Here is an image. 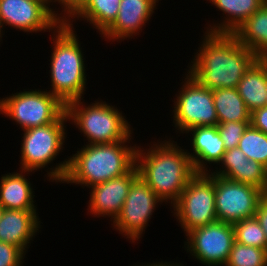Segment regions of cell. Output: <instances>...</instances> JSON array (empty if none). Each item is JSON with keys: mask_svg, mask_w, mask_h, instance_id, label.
<instances>
[{"mask_svg": "<svg viewBox=\"0 0 267 266\" xmlns=\"http://www.w3.org/2000/svg\"><path fill=\"white\" fill-rule=\"evenodd\" d=\"M131 139L130 135L114 143L83 145L73 156L56 163L55 168H48L51 171L47 170L46 176L56 184L71 183L88 188L121 177L136 165L137 145H127Z\"/></svg>", "mask_w": 267, "mask_h": 266, "instance_id": "1", "label": "cell"}, {"mask_svg": "<svg viewBox=\"0 0 267 266\" xmlns=\"http://www.w3.org/2000/svg\"><path fill=\"white\" fill-rule=\"evenodd\" d=\"M202 39L186 72L210 90L237 88L243 75L259 59L234 34L205 31Z\"/></svg>", "mask_w": 267, "mask_h": 266, "instance_id": "2", "label": "cell"}, {"mask_svg": "<svg viewBox=\"0 0 267 266\" xmlns=\"http://www.w3.org/2000/svg\"><path fill=\"white\" fill-rule=\"evenodd\" d=\"M159 141L146 151L137 146L136 166L139 176L154 193L172 206L197 172L186 149L170 138Z\"/></svg>", "mask_w": 267, "mask_h": 266, "instance_id": "3", "label": "cell"}, {"mask_svg": "<svg viewBox=\"0 0 267 266\" xmlns=\"http://www.w3.org/2000/svg\"><path fill=\"white\" fill-rule=\"evenodd\" d=\"M52 33L49 92L66 105L84 98L87 82L85 58L73 25L62 22Z\"/></svg>", "mask_w": 267, "mask_h": 266, "instance_id": "4", "label": "cell"}, {"mask_svg": "<svg viewBox=\"0 0 267 266\" xmlns=\"http://www.w3.org/2000/svg\"><path fill=\"white\" fill-rule=\"evenodd\" d=\"M83 99L66 104L68 123L71 121L88 140L86 144H109L126 140L133 130L122 111L105 101L86 105Z\"/></svg>", "mask_w": 267, "mask_h": 266, "instance_id": "5", "label": "cell"}, {"mask_svg": "<svg viewBox=\"0 0 267 266\" xmlns=\"http://www.w3.org/2000/svg\"><path fill=\"white\" fill-rule=\"evenodd\" d=\"M20 91L0 99V114L15 121L21 130L41 127L58 121L66 105L48 90Z\"/></svg>", "mask_w": 267, "mask_h": 266, "instance_id": "6", "label": "cell"}, {"mask_svg": "<svg viewBox=\"0 0 267 266\" xmlns=\"http://www.w3.org/2000/svg\"><path fill=\"white\" fill-rule=\"evenodd\" d=\"M173 207V216L185 235L217 220L215 210V175L197 172L187 183Z\"/></svg>", "mask_w": 267, "mask_h": 266, "instance_id": "7", "label": "cell"}, {"mask_svg": "<svg viewBox=\"0 0 267 266\" xmlns=\"http://www.w3.org/2000/svg\"><path fill=\"white\" fill-rule=\"evenodd\" d=\"M185 75L182 82L184 84L173 101L175 104L172 115L176 132L184 134L193 127L216 126L218 117L213 102V90L201 85L189 73Z\"/></svg>", "mask_w": 267, "mask_h": 266, "instance_id": "8", "label": "cell"}, {"mask_svg": "<svg viewBox=\"0 0 267 266\" xmlns=\"http://www.w3.org/2000/svg\"><path fill=\"white\" fill-rule=\"evenodd\" d=\"M67 121L68 117L65 113L56 122L23 130L20 150L21 170L34 173L39 169H45L56 159L64 148L63 143L67 133L65 123Z\"/></svg>", "mask_w": 267, "mask_h": 266, "instance_id": "9", "label": "cell"}, {"mask_svg": "<svg viewBox=\"0 0 267 266\" xmlns=\"http://www.w3.org/2000/svg\"><path fill=\"white\" fill-rule=\"evenodd\" d=\"M163 201L154 193L147 183L138 176L129 189L120 214L113 221V227L131 243L138 241L153 212Z\"/></svg>", "mask_w": 267, "mask_h": 266, "instance_id": "10", "label": "cell"}, {"mask_svg": "<svg viewBox=\"0 0 267 266\" xmlns=\"http://www.w3.org/2000/svg\"><path fill=\"white\" fill-rule=\"evenodd\" d=\"M186 237L184 248L206 266H224L235 241L233 225L221 221L195 228Z\"/></svg>", "mask_w": 267, "mask_h": 266, "instance_id": "11", "label": "cell"}, {"mask_svg": "<svg viewBox=\"0 0 267 266\" xmlns=\"http://www.w3.org/2000/svg\"><path fill=\"white\" fill-rule=\"evenodd\" d=\"M50 7L44 0H0V24L29 34L53 32L63 21Z\"/></svg>", "mask_w": 267, "mask_h": 266, "instance_id": "12", "label": "cell"}, {"mask_svg": "<svg viewBox=\"0 0 267 266\" xmlns=\"http://www.w3.org/2000/svg\"><path fill=\"white\" fill-rule=\"evenodd\" d=\"M261 190L215 175V210L217 220L234 224L255 216Z\"/></svg>", "mask_w": 267, "mask_h": 266, "instance_id": "13", "label": "cell"}, {"mask_svg": "<svg viewBox=\"0 0 267 266\" xmlns=\"http://www.w3.org/2000/svg\"><path fill=\"white\" fill-rule=\"evenodd\" d=\"M139 176L135 165L128 173L121 177L110 179L93 185L88 201V212L94 217H111L113 222L120 214L124 201L128 195L132 182Z\"/></svg>", "mask_w": 267, "mask_h": 266, "instance_id": "14", "label": "cell"}, {"mask_svg": "<svg viewBox=\"0 0 267 266\" xmlns=\"http://www.w3.org/2000/svg\"><path fill=\"white\" fill-rule=\"evenodd\" d=\"M157 3L159 0H121L116 20L100 37L120 42L139 35L157 9Z\"/></svg>", "mask_w": 267, "mask_h": 266, "instance_id": "15", "label": "cell"}, {"mask_svg": "<svg viewBox=\"0 0 267 266\" xmlns=\"http://www.w3.org/2000/svg\"><path fill=\"white\" fill-rule=\"evenodd\" d=\"M36 211L4 209L0 219V241L15 245L27 253L29 244L41 228Z\"/></svg>", "mask_w": 267, "mask_h": 266, "instance_id": "16", "label": "cell"}, {"mask_svg": "<svg viewBox=\"0 0 267 266\" xmlns=\"http://www.w3.org/2000/svg\"><path fill=\"white\" fill-rule=\"evenodd\" d=\"M185 133H191L189 140L192 153L187 149L196 172H210L209 164H218L224 154L225 146L217 126L193 127ZM207 165V166H206ZM209 168V170L207 169Z\"/></svg>", "mask_w": 267, "mask_h": 266, "instance_id": "17", "label": "cell"}, {"mask_svg": "<svg viewBox=\"0 0 267 266\" xmlns=\"http://www.w3.org/2000/svg\"><path fill=\"white\" fill-rule=\"evenodd\" d=\"M30 172L32 171L20 170L19 173L1 175L0 204L4 209L37 210L34 204L33 186H31L30 179L26 177Z\"/></svg>", "mask_w": 267, "mask_h": 266, "instance_id": "18", "label": "cell"}, {"mask_svg": "<svg viewBox=\"0 0 267 266\" xmlns=\"http://www.w3.org/2000/svg\"><path fill=\"white\" fill-rule=\"evenodd\" d=\"M209 2L226 16L220 23L207 24L206 31L233 34L267 0H209Z\"/></svg>", "mask_w": 267, "mask_h": 266, "instance_id": "19", "label": "cell"}, {"mask_svg": "<svg viewBox=\"0 0 267 266\" xmlns=\"http://www.w3.org/2000/svg\"><path fill=\"white\" fill-rule=\"evenodd\" d=\"M238 94L244 100L247 109L266 106L267 103V59L259 58L243 75L237 86Z\"/></svg>", "mask_w": 267, "mask_h": 266, "instance_id": "20", "label": "cell"}, {"mask_svg": "<svg viewBox=\"0 0 267 266\" xmlns=\"http://www.w3.org/2000/svg\"><path fill=\"white\" fill-rule=\"evenodd\" d=\"M233 34L241 44L253 51L259 58L267 59V2Z\"/></svg>", "mask_w": 267, "mask_h": 266, "instance_id": "21", "label": "cell"}, {"mask_svg": "<svg viewBox=\"0 0 267 266\" xmlns=\"http://www.w3.org/2000/svg\"><path fill=\"white\" fill-rule=\"evenodd\" d=\"M120 2L121 0H86L66 23L72 26L74 18L85 19L102 35L116 20Z\"/></svg>", "mask_w": 267, "mask_h": 266, "instance_id": "22", "label": "cell"}, {"mask_svg": "<svg viewBox=\"0 0 267 266\" xmlns=\"http://www.w3.org/2000/svg\"><path fill=\"white\" fill-rule=\"evenodd\" d=\"M213 102L218 123L250 122L251 112L247 109L237 88H218L213 90Z\"/></svg>", "mask_w": 267, "mask_h": 266, "instance_id": "23", "label": "cell"}, {"mask_svg": "<svg viewBox=\"0 0 267 266\" xmlns=\"http://www.w3.org/2000/svg\"><path fill=\"white\" fill-rule=\"evenodd\" d=\"M222 177L254 186L262 191L267 177V168L259 162L245 158L243 163L231 164V168Z\"/></svg>", "mask_w": 267, "mask_h": 266, "instance_id": "24", "label": "cell"}, {"mask_svg": "<svg viewBox=\"0 0 267 266\" xmlns=\"http://www.w3.org/2000/svg\"><path fill=\"white\" fill-rule=\"evenodd\" d=\"M238 148L248 159L259 162L267 168V134L249 124L239 141Z\"/></svg>", "mask_w": 267, "mask_h": 266, "instance_id": "25", "label": "cell"}, {"mask_svg": "<svg viewBox=\"0 0 267 266\" xmlns=\"http://www.w3.org/2000/svg\"><path fill=\"white\" fill-rule=\"evenodd\" d=\"M232 225L235 241L243 245L267 250L266 235L255 216L235 222Z\"/></svg>", "mask_w": 267, "mask_h": 266, "instance_id": "26", "label": "cell"}, {"mask_svg": "<svg viewBox=\"0 0 267 266\" xmlns=\"http://www.w3.org/2000/svg\"><path fill=\"white\" fill-rule=\"evenodd\" d=\"M224 266H267V250L234 241Z\"/></svg>", "mask_w": 267, "mask_h": 266, "instance_id": "27", "label": "cell"}, {"mask_svg": "<svg viewBox=\"0 0 267 266\" xmlns=\"http://www.w3.org/2000/svg\"><path fill=\"white\" fill-rule=\"evenodd\" d=\"M250 122H224L218 123L217 129L223 140L225 150L237 148L239 141Z\"/></svg>", "mask_w": 267, "mask_h": 266, "instance_id": "28", "label": "cell"}, {"mask_svg": "<svg viewBox=\"0 0 267 266\" xmlns=\"http://www.w3.org/2000/svg\"><path fill=\"white\" fill-rule=\"evenodd\" d=\"M25 255L17 246L0 241V266H22Z\"/></svg>", "mask_w": 267, "mask_h": 266, "instance_id": "29", "label": "cell"}, {"mask_svg": "<svg viewBox=\"0 0 267 266\" xmlns=\"http://www.w3.org/2000/svg\"><path fill=\"white\" fill-rule=\"evenodd\" d=\"M245 158H247L245 153L242 152L238 147L226 150L222 155L221 160L217 164H221L219 165L221 166L219 167V170L216 168L217 170H212V172L209 173L216 176H223L231 168V164L243 163L245 162Z\"/></svg>", "mask_w": 267, "mask_h": 266, "instance_id": "30", "label": "cell"}, {"mask_svg": "<svg viewBox=\"0 0 267 266\" xmlns=\"http://www.w3.org/2000/svg\"><path fill=\"white\" fill-rule=\"evenodd\" d=\"M85 1L86 0H54L53 3L58 2L63 12L60 13V19L63 22H66L83 5Z\"/></svg>", "mask_w": 267, "mask_h": 266, "instance_id": "31", "label": "cell"}, {"mask_svg": "<svg viewBox=\"0 0 267 266\" xmlns=\"http://www.w3.org/2000/svg\"><path fill=\"white\" fill-rule=\"evenodd\" d=\"M250 124L267 134V105L251 112Z\"/></svg>", "mask_w": 267, "mask_h": 266, "instance_id": "32", "label": "cell"}, {"mask_svg": "<svg viewBox=\"0 0 267 266\" xmlns=\"http://www.w3.org/2000/svg\"><path fill=\"white\" fill-rule=\"evenodd\" d=\"M255 217L260 223L267 238V202L261 199L258 203Z\"/></svg>", "mask_w": 267, "mask_h": 266, "instance_id": "33", "label": "cell"}, {"mask_svg": "<svg viewBox=\"0 0 267 266\" xmlns=\"http://www.w3.org/2000/svg\"><path fill=\"white\" fill-rule=\"evenodd\" d=\"M134 266H177V263L175 262V264H174V261H173V263H170V262H168L167 263V261L166 262H163V261H161V262H154V263H150V264H141V265H134Z\"/></svg>", "mask_w": 267, "mask_h": 266, "instance_id": "34", "label": "cell"}, {"mask_svg": "<svg viewBox=\"0 0 267 266\" xmlns=\"http://www.w3.org/2000/svg\"><path fill=\"white\" fill-rule=\"evenodd\" d=\"M261 194H262V199L267 202V177H266L265 185L261 191Z\"/></svg>", "mask_w": 267, "mask_h": 266, "instance_id": "35", "label": "cell"}, {"mask_svg": "<svg viewBox=\"0 0 267 266\" xmlns=\"http://www.w3.org/2000/svg\"><path fill=\"white\" fill-rule=\"evenodd\" d=\"M3 30H2V26L0 24V42L2 41V37H3Z\"/></svg>", "mask_w": 267, "mask_h": 266, "instance_id": "36", "label": "cell"}, {"mask_svg": "<svg viewBox=\"0 0 267 266\" xmlns=\"http://www.w3.org/2000/svg\"><path fill=\"white\" fill-rule=\"evenodd\" d=\"M3 211H4V208H3V206L0 204V219H1V216H2Z\"/></svg>", "mask_w": 267, "mask_h": 266, "instance_id": "37", "label": "cell"}, {"mask_svg": "<svg viewBox=\"0 0 267 266\" xmlns=\"http://www.w3.org/2000/svg\"><path fill=\"white\" fill-rule=\"evenodd\" d=\"M44 1L47 2L49 5L52 3V4H51V6H52L54 0H44Z\"/></svg>", "mask_w": 267, "mask_h": 266, "instance_id": "38", "label": "cell"}, {"mask_svg": "<svg viewBox=\"0 0 267 266\" xmlns=\"http://www.w3.org/2000/svg\"><path fill=\"white\" fill-rule=\"evenodd\" d=\"M183 265H184V264H182V263H180V262L177 263V266H183Z\"/></svg>", "mask_w": 267, "mask_h": 266, "instance_id": "39", "label": "cell"}]
</instances>
